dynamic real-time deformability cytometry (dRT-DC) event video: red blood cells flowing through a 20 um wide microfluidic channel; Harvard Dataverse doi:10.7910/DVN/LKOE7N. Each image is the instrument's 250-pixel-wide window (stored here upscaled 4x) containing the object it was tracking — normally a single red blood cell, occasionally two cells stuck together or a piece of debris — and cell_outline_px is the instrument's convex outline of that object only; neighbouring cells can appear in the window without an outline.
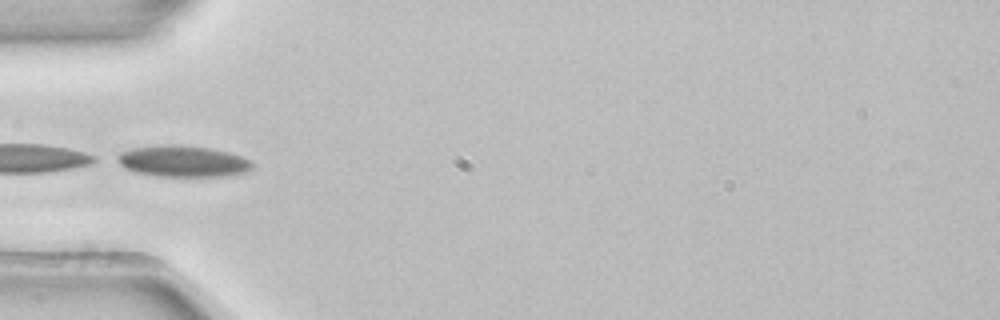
{"species": "common noctule bat (a hibernating species)", "species_latin": "Nyctalus noctula", "temperature_condition": "room temperature", "stored_images_in_passage": 4, "camera_frame_rate_fps": 3000, "um_per_image_px": 0.085, "animal": {"sex": "female", "body_mass_g": 22.7, "forearm_length_mm": 54.2}, "frame": {"image": 1, "passage_image": 4, "time_ms": 1.0, "image_size_px": [1000, 320], "cell_outline_px": [[256, 164], [252, 168], [244, 172], [228, 176], [156, 176], [136, 172], [124, 168], [112, 160], [112, 156], [120, 152], [132, 148], [164, 144], [176, 144], [212, 148], [228, 152], [252, 160]], "centroid_in_image_um": [15.48, 13.7], "position_along_channel_um": 69.5, "area_um2": 25.2}}